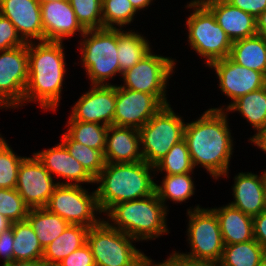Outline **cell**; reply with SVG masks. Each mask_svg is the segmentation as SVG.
<instances>
[{
    "instance_id": "obj_1",
    "label": "cell",
    "mask_w": 266,
    "mask_h": 266,
    "mask_svg": "<svg viewBox=\"0 0 266 266\" xmlns=\"http://www.w3.org/2000/svg\"><path fill=\"white\" fill-rule=\"evenodd\" d=\"M224 109H208L196 121L186 123L187 142L194 167L201 165L216 180L227 176L233 139Z\"/></svg>"
},
{
    "instance_id": "obj_2",
    "label": "cell",
    "mask_w": 266,
    "mask_h": 266,
    "mask_svg": "<svg viewBox=\"0 0 266 266\" xmlns=\"http://www.w3.org/2000/svg\"><path fill=\"white\" fill-rule=\"evenodd\" d=\"M63 50L62 42L27 43L29 69L24 102L39 101L40 107L47 111H55L59 106L66 73Z\"/></svg>"
},
{
    "instance_id": "obj_3",
    "label": "cell",
    "mask_w": 266,
    "mask_h": 266,
    "mask_svg": "<svg viewBox=\"0 0 266 266\" xmlns=\"http://www.w3.org/2000/svg\"><path fill=\"white\" fill-rule=\"evenodd\" d=\"M154 166L143 161L135 163H107L95 178L97 200L101 212L106 213L113 205L149 197L155 193Z\"/></svg>"
},
{
    "instance_id": "obj_4",
    "label": "cell",
    "mask_w": 266,
    "mask_h": 266,
    "mask_svg": "<svg viewBox=\"0 0 266 266\" xmlns=\"http://www.w3.org/2000/svg\"><path fill=\"white\" fill-rule=\"evenodd\" d=\"M167 211L155 192L149 197L113 205L106 214L114 224L109 220L106 222L137 241L150 240L169 233L166 225Z\"/></svg>"
},
{
    "instance_id": "obj_5",
    "label": "cell",
    "mask_w": 266,
    "mask_h": 266,
    "mask_svg": "<svg viewBox=\"0 0 266 266\" xmlns=\"http://www.w3.org/2000/svg\"><path fill=\"white\" fill-rule=\"evenodd\" d=\"M81 37V62L91 85H111L107 80L120 74L118 28L86 30Z\"/></svg>"
},
{
    "instance_id": "obj_6",
    "label": "cell",
    "mask_w": 266,
    "mask_h": 266,
    "mask_svg": "<svg viewBox=\"0 0 266 266\" xmlns=\"http://www.w3.org/2000/svg\"><path fill=\"white\" fill-rule=\"evenodd\" d=\"M187 7L194 10L186 20L188 42L193 50L205 58L207 66L229 57L233 42L217 23L213 13L200 0H191Z\"/></svg>"
},
{
    "instance_id": "obj_7",
    "label": "cell",
    "mask_w": 266,
    "mask_h": 266,
    "mask_svg": "<svg viewBox=\"0 0 266 266\" xmlns=\"http://www.w3.org/2000/svg\"><path fill=\"white\" fill-rule=\"evenodd\" d=\"M136 239L111 227L104 219L87 233L96 266H136L146 255L132 244Z\"/></svg>"
},
{
    "instance_id": "obj_8",
    "label": "cell",
    "mask_w": 266,
    "mask_h": 266,
    "mask_svg": "<svg viewBox=\"0 0 266 266\" xmlns=\"http://www.w3.org/2000/svg\"><path fill=\"white\" fill-rule=\"evenodd\" d=\"M170 106L164 105L139 129L143 160L152 166H155L174 144L184 139L186 123Z\"/></svg>"
},
{
    "instance_id": "obj_9",
    "label": "cell",
    "mask_w": 266,
    "mask_h": 266,
    "mask_svg": "<svg viewBox=\"0 0 266 266\" xmlns=\"http://www.w3.org/2000/svg\"><path fill=\"white\" fill-rule=\"evenodd\" d=\"M187 215L189 216L187 236L191 252L179 254L194 261L219 262L224 243L215 212L197 205L193 209H188Z\"/></svg>"
},
{
    "instance_id": "obj_10",
    "label": "cell",
    "mask_w": 266,
    "mask_h": 266,
    "mask_svg": "<svg viewBox=\"0 0 266 266\" xmlns=\"http://www.w3.org/2000/svg\"><path fill=\"white\" fill-rule=\"evenodd\" d=\"M45 208L72 225L90 228L103 220L95 215V213L98 214L97 212L102 213L96 191L89 194L82 185L58 184Z\"/></svg>"
},
{
    "instance_id": "obj_11",
    "label": "cell",
    "mask_w": 266,
    "mask_h": 266,
    "mask_svg": "<svg viewBox=\"0 0 266 266\" xmlns=\"http://www.w3.org/2000/svg\"><path fill=\"white\" fill-rule=\"evenodd\" d=\"M175 65L174 59L150 51L136 65L122 73L124 85L120 87L154 95L163 105H167L166 86Z\"/></svg>"
},
{
    "instance_id": "obj_12",
    "label": "cell",
    "mask_w": 266,
    "mask_h": 266,
    "mask_svg": "<svg viewBox=\"0 0 266 266\" xmlns=\"http://www.w3.org/2000/svg\"><path fill=\"white\" fill-rule=\"evenodd\" d=\"M27 43L0 51V107L18 108L24 104L28 83Z\"/></svg>"
},
{
    "instance_id": "obj_13",
    "label": "cell",
    "mask_w": 266,
    "mask_h": 266,
    "mask_svg": "<svg viewBox=\"0 0 266 266\" xmlns=\"http://www.w3.org/2000/svg\"><path fill=\"white\" fill-rule=\"evenodd\" d=\"M53 176L33 154L25 157L18 169L16 190L30 208L46 207L54 188Z\"/></svg>"
},
{
    "instance_id": "obj_14",
    "label": "cell",
    "mask_w": 266,
    "mask_h": 266,
    "mask_svg": "<svg viewBox=\"0 0 266 266\" xmlns=\"http://www.w3.org/2000/svg\"><path fill=\"white\" fill-rule=\"evenodd\" d=\"M163 106L154 95L116 85L114 126L140 129Z\"/></svg>"
},
{
    "instance_id": "obj_15",
    "label": "cell",
    "mask_w": 266,
    "mask_h": 266,
    "mask_svg": "<svg viewBox=\"0 0 266 266\" xmlns=\"http://www.w3.org/2000/svg\"><path fill=\"white\" fill-rule=\"evenodd\" d=\"M116 85H92L75 103L69 120L114 125Z\"/></svg>"
},
{
    "instance_id": "obj_16",
    "label": "cell",
    "mask_w": 266,
    "mask_h": 266,
    "mask_svg": "<svg viewBox=\"0 0 266 266\" xmlns=\"http://www.w3.org/2000/svg\"><path fill=\"white\" fill-rule=\"evenodd\" d=\"M208 67L216 71L219 88L233 103L240 96L266 86V76L233 62L229 57L216 60Z\"/></svg>"
},
{
    "instance_id": "obj_17",
    "label": "cell",
    "mask_w": 266,
    "mask_h": 266,
    "mask_svg": "<svg viewBox=\"0 0 266 266\" xmlns=\"http://www.w3.org/2000/svg\"><path fill=\"white\" fill-rule=\"evenodd\" d=\"M0 14L8 18L26 42L44 41L38 0H0Z\"/></svg>"
},
{
    "instance_id": "obj_18",
    "label": "cell",
    "mask_w": 266,
    "mask_h": 266,
    "mask_svg": "<svg viewBox=\"0 0 266 266\" xmlns=\"http://www.w3.org/2000/svg\"><path fill=\"white\" fill-rule=\"evenodd\" d=\"M40 8L44 41L63 42V38L73 36L75 32H80L81 36L85 33L69 0L41 3Z\"/></svg>"
},
{
    "instance_id": "obj_19",
    "label": "cell",
    "mask_w": 266,
    "mask_h": 266,
    "mask_svg": "<svg viewBox=\"0 0 266 266\" xmlns=\"http://www.w3.org/2000/svg\"><path fill=\"white\" fill-rule=\"evenodd\" d=\"M36 158L48 170L51 175L69 180L70 182H56L60 185H80L83 183H95V179L86 169L70 155L67 148L59 143L50 149L34 153ZM73 182V183H72Z\"/></svg>"
},
{
    "instance_id": "obj_20",
    "label": "cell",
    "mask_w": 266,
    "mask_h": 266,
    "mask_svg": "<svg viewBox=\"0 0 266 266\" xmlns=\"http://www.w3.org/2000/svg\"><path fill=\"white\" fill-rule=\"evenodd\" d=\"M215 16L217 23L231 41L257 34L256 19L226 0H200Z\"/></svg>"
},
{
    "instance_id": "obj_21",
    "label": "cell",
    "mask_w": 266,
    "mask_h": 266,
    "mask_svg": "<svg viewBox=\"0 0 266 266\" xmlns=\"http://www.w3.org/2000/svg\"><path fill=\"white\" fill-rule=\"evenodd\" d=\"M234 179L232 187L234 202L229 204L251 217L266 211V170L261 176L251 172H240Z\"/></svg>"
},
{
    "instance_id": "obj_22",
    "label": "cell",
    "mask_w": 266,
    "mask_h": 266,
    "mask_svg": "<svg viewBox=\"0 0 266 266\" xmlns=\"http://www.w3.org/2000/svg\"><path fill=\"white\" fill-rule=\"evenodd\" d=\"M139 129L111 125L106 132L104 160L107 163L143 161Z\"/></svg>"
},
{
    "instance_id": "obj_23",
    "label": "cell",
    "mask_w": 266,
    "mask_h": 266,
    "mask_svg": "<svg viewBox=\"0 0 266 266\" xmlns=\"http://www.w3.org/2000/svg\"><path fill=\"white\" fill-rule=\"evenodd\" d=\"M219 221L224 245L248 242L254 239L253 217L230 204L211 208Z\"/></svg>"
},
{
    "instance_id": "obj_24",
    "label": "cell",
    "mask_w": 266,
    "mask_h": 266,
    "mask_svg": "<svg viewBox=\"0 0 266 266\" xmlns=\"http://www.w3.org/2000/svg\"><path fill=\"white\" fill-rule=\"evenodd\" d=\"M229 58L238 65L266 76V37L256 34L233 41Z\"/></svg>"
},
{
    "instance_id": "obj_25",
    "label": "cell",
    "mask_w": 266,
    "mask_h": 266,
    "mask_svg": "<svg viewBox=\"0 0 266 266\" xmlns=\"http://www.w3.org/2000/svg\"><path fill=\"white\" fill-rule=\"evenodd\" d=\"M88 230L85 226L70 224L60 236L44 248L42 261L47 266H56L70 253L87 243Z\"/></svg>"
},
{
    "instance_id": "obj_26",
    "label": "cell",
    "mask_w": 266,
    "mask_h": 266,
    "mask_svg": "<svg viewBox=\"0 0 266 266\" xmlns=\"http://www.w3.org/2000/svg\"><path fill=\"white\" fill-rule=\"evenodd\" d=\"M227 112L238 111L258 132L266 127V86L240 96L233 103H229Z\"/></svg>"
},
{
    "instance_id": "obj_27",
    "label": "cell",
    "mask_w": 266,
    "mask_h": 266,
    "mask_svg": "<svg viewBox=\"0 0 266 266\" xmlns=\"http://www.w3.org/2000/svg\"><path fill=\"white\" fill-rule=\"evenodd\" d=\"M118 62L120 75L136 65L150 51L149 41L143 35L132 30L124 31L118 28Z\"/></svg>"
},
{
    "instance_id": "obj_28",
    "label": "cell",
    "mask_w": 266,
    "mask_h": 266,
    "mask_svg": "<svg viewBox=\"0 0 266 266\" xmlns=\"http://www.w3.org/2000/svg\"><path fill=\"white\" fill-rule=\"evenodd\" d=\"M26 219L35 231L43 249L70 225L59 215L50 212L45 207L30 209Z\"/></svg>"
},
{
    "instance_id": "obj_29",
    "label": "cell",
    "mask_w": 266,
    "mask_h": 266,
    "mask_svg": "<svg viewBox=\"0 0 266 266\" xmlns=\"http://www.w3.org/2000/svg\"><path fill=\"white\" fill-rule=\"evenodd\" d=\"M14 261H41L43 251L39 239L27 219L13 223Z\"/></svg>"
},
{
    "instance_id": "obj_30",
    "label": "cell",
    "mask_w": 266,
    "mask_h": 266,
    "mask_svg": "<svg viewBox=\"0 0 266 266\" xmlns=\"http://www.w3.org/2000/svg\"><path fill=\"white\" fill-rule=\"evenodd\" d=\"M266 256L264 248L255 240L224 245L221 266H259Z\"/></svg>"
},
{
    "instance_id": "obj_31",
    "label": "cell",
    "mask_w": 266,
    "mask_h": 266,
    "mask_svg": "<svg viewBox=\"0 0 266 266\" xmlns=\"http://www.w3.org/2000/svg\"><path fill=\"white\" fill-rule=\"evenodd\" d=\"M193 173L168 175L165 174L162 185H155V192L158 195L159 200L165 205L166 200L181 203L189 199L194 195V181L190 176Z\"/></svg>"
},
{
    "instance_id": "obj_32",
    "label": "cell",
    "mask_w": 266,
    "mask_h": 266,
    "mask_svg": "<svg viewBox=\"0 0 266 266\" xmlns=\"http://www.w3.org/2000/svg\"><path fill=\"white\" fill-rule=\"evenodd\" d=\"M66 134L74 141L104 153L108 126L94 122L68 120Z\"/></svg>"
},
{
    "instance_id": "obj_33",
    "label": "cell",
    "mask_w": 266,
    "mask_h": 266,
    "mask_svg": "<svg viewBox=\"0 0 266 266\" xmlns=\"http://www.w3.org/2000/svg\"><path fill=\"white\" fill-rule=\"evenodd\" d=\"M62 144L68 152L86 169V171L95 179L103 170L105 160L100 150H95L84 144L72 140L66 133L63 134Z\"/></svg>"
},
{
    "instance_id": "obj_34",
    "label": "cell",
    "mask_w": 266,
    "mask_h": 266,
    "mask_svg": "<svg viewBox=\"0 0 266 266\" xmlns=\"http://www.w3.org/2000/svg\"><path fill=\"white\" fill-rule=\"evenodd\" d=\"M194 166L191 161L185 139L174 144L169 152L154 166L158 172H166L168 175L193 173Z\"/></svg>"
},
{
    "instance_id": "obj_35",
    "label": "cell",
    "mask_w": 266,
    "mask_h": 266,
    "mask_svg": "<svg viewBox=\"0 0 266 266\" xmlns=\"http://www.w3.org/2000/svg\"><path fill=\"white\" fill-rule=\"evenodd\" d=\"M101 6L103 28L130 24L137 13L129 0H102Z\"/></svg>"
},
{
    "instance_id": "obj_36",
    "label": "cell",
    "mask_w": 266,
    "mask_h": 266,
    "mask_svg": "<svg viewBox=\"0 0 266 266\" xmlns=\"http://www.w3.org/2000/svg\"><path fill=\"white\" fill-rule=\"evenodd\" d=\"M69 3L85 30L103 28L102 0H69Z\"/></svg>"
},
{
    "instance_id": "obj_37",
    "label": "cell",
    "mask_w": 266,
    "mask_h": 266,
    "mask_svg": "<svg viewBox=\"0 0 266 266\" xmlns=\"http://www.w3.org/2000/svg\"><path fill=\"white\" fill-rule=\"evenodd\" d=\"M24 158L15 154L6 141L0 146V188H16L18 169Z\"/></svg>"
},
{
    "instance_id": "obj_38",
    "label": "cell",
    "mask_w": 266,
    "mask_h": 266,
    "mask_svg": "<svg viewBox=\"0 0 266 266\" xmlns=\"http://www.w3.org/2000/svg\"><path fill=\"white\" fill-rule=\"evenodd\" d=\"M29 210L15 188H0V214L11 223L25 220Z\"/></svg>"
},
{
    "instance_id": "obj_39",
    "label": "cell",
    "mask_w": 266,
    "mask_h": 266,
    "mask_svg": "<svg viewBox=\"0 0 266 266\" xmlns=\"http://www.w3.org/2000/svg\"><path fill=\"white\" fill-rule=\"evenodd\" d=\"M13 23L0 14V51L25 45Z\"/></svg>"
},
{
    "instance_id": "obj_40",
    "label": "cell",
    "mask_w": 266,
    "mask_h": 266,
    "mask_svg": "<svg viewBox=\"0 0 266 266\" xmlns=\"http://www.w3.org/2000/svg\"><path fill=\"white\" fill-rule=\"evenodd\" d=\"M56 266H96V264L90 246L86 243L70 253Z\"/></svg>"
},
{
    "instance_id": "obj_41",
    "label": "cell",
    "mask_w": 266,
    "mask_h": 266,
    "mask_svg": "<svg viewBox=\"0 0 266 266\" xmlns=\"http://www.w3.org/2000/svg\"><path fill=\"white\" fill-rule=\"evenodd\" d=\"M13 223L10 228L0 233V257H4L3 265L14 262L13 255Z\"/></svg>"
},
{
    "instance_id": "obj_42",
    "label": "cell",
    "mask_w": 266,
    "mask_h": 266,
    "mask_svg": "<svg viewBox=\"0 0 266 266\" xmlns=\"http://www.w3.org/2000/svg\"><path fill=\"white\" fill-rule=\"evenodd\" d=\"M160 266H221L217 261H194L187 259L179 254V252H173L170 257L164 262L160 263Z\"/></svg>"
},
{
    "instance_id": "obj_43",
    "label": "cell",
    "mask_w": 266,
    "mask_h": 266,
    "mask_svg": "<svg viewBox=\"0 0 266 266\" xmlns=\"http://www.w3.org/2000/svg\"><path fill=\"white\" fill-rule=\"evenodd\" d=\"M231 5L248 12L255 19L266 10V0H226Z\"/></svg>"
},
{
    "instance_id": "obj_44",
    "label": "cell",
    "mask_w": 266,
    "mask_h": 266,
    "mask_svg": "<svg viewBox=\"0 0 266 266\" xmlns=\"http://www.w3.org/2000/svg\"><path fill=\"white\" fill-rule=\"evenodd\" d=\"M253 236L266 252V211L253 217Z\"/></svg>"
},
{
    "instance_id": "obj_45",
    "label": "cell",
    "mask_w": 266,
    "mask_h": 266,
    "mask_svg": "<svg viewBox=\"0 0 266 266\" xmlns=\"http://www.w3.org/2000/svg\"><path fill=\"white\" fill-rule=\"evenodd\" d=\"M249 141L253 142L254 145L261 148L262 151L266 154V127L256 132L253 137L249 139Z\"/></svg>"
},
{
    "instance_id": "obj_46",
    "label": "cell",
    "mask_w": 266,
    "mask_h": 266,
    "mask_svg": "<svg viewBox=\"0 0 266 266\" xmlns=\"http://www.w3.org/2000/svg\"><path fill=\"white\" fill-rule=\"evenodd\" d=\"M257 34L266 37V10L256 18Z\"/></svg>"
},
{
    "instance_id": "obj_47",
    "label": "cell",
    "mask_w": 266,
    "mask_h": 266,
    "mask_svg": "<svg viewBox=\"0 0 266 266\" xmlns=\"http://www.w3.org/2000/svg\"><path fill=\"white\" fill-rule=\"evenodd\" d=\"M2 266H47L42 260L41 261H14Z\"/></svg>"
},
{
    "instance_id": "obj_48",
    "label": "cell",
    "mask_w": 266,
    "mask_h": 266,
    "mask_svg": "<svg viewBox=\"0 0 266 266\" xmlns=\"http://www.w3.org/2000/svg\"><path fill=\"white\" fill-rule=\"evenodd\" d=\"M134 7V9L138 12L141 9L148 7L153 0H129Z\"/></svg>"
},
{
    "instance_id": "obj_49",
    "label": "cell",
    "mask_w": 266,
    "mask_h": 266,
    "mask_svg": "<svg viewBox=\"0 0 266 266\" xmlns=\"http://www.w3.org/2000/svg\"><path fill=\"white\" fill-rule=\"evenodd\" d=\"M12 223L0 214V233L8 228H10Z\"/></svg>"
},
{
    "instance_id": "obj_50",
    "label": "cell",
    "mask_w": 266,
    "mask_h": 266,
    "mask_svg": "<svg viewBox=\"0 0 266 266\" xmlns=\"http://www.w3.org/2000/svg\"><path fill=\"white\" fill-rule=\"evenodd\" d=\"M136 266H160V263H153L151 258L145 256Z\"/></svg>"
},
{
    "instance_id": "obj_51",
    "label": "cell",
    "mask_w": 266,
    "mask_h": 266,
    "mask_svg": "<svg viewBox=\"0 0 266 266\" xmlns=\"http://www.w3.org/2000/svg\"><path fill=\"white\" fill-rule=\"evenodd\" d=\"M39 1V3L41 4V3H46V2H53V1H64V0H38Z\"/></svg>"
},
{
    "instance_id": "obj_52",
    "label": "cell",
    "mask_w": 266,
    "mask_h": 266,
    "mask_svg": "<svg viewBox=\"0 0 266 266\" xmlns=\"http://www.w3.org/2000/svg\"><path fill=\"white\" fill-rule=\"evenodd\" d=\"M259 266H266V256L261 260Z\"/></svg>"
},
{
    "instance_id": "obj_53",
    "label": "cell",
    "mask_w": 266,
    "mask_h": 266,
    "mask_svg": "<svg viewBox=\"0 0 266 266\" xmlns=\"http://www.w3.org/2000/svg\"><path fill=\"white\" fill-rule=\"evenodd\" d=\"M5 141H6V140L3 139V137H2L1 134H0V146H1Z\"/></svg>"
},
{
    "instance_id": "obj_54",
    "label": "cell",
    "mask_w": 266,
    "mask_h": 266,
    "mask_svg": "<svg viewBox=\"0 0 266 266\" xmlns=\"http://www.w3.org/2000/svg\"><path fill=\"white\" fill-rule=\"evenodd\" d=\"M265 203H266V184H265Z\"/></svg>"
}]
</instances>
